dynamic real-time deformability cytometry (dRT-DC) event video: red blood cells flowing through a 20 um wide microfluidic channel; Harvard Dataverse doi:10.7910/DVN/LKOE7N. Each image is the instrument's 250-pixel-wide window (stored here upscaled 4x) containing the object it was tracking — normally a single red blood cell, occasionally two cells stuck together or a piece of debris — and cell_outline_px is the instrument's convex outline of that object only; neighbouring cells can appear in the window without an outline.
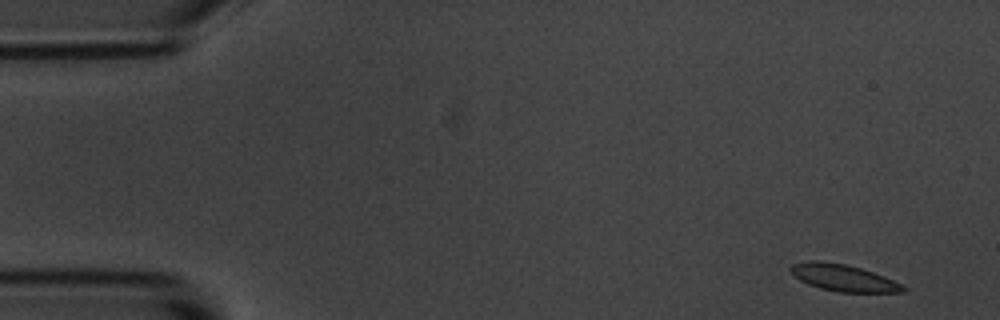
{"species": "common noctule bat (a hibernating species)", "species_latin": "Nyctalus noctula", "temperature_condition": "room temperature", "stored_images_in_passage": 5, "camera_frame_rate_fps": 3000, "um_per_image_px": 0.085, "animal": {"sex": "male", "body_mass_g": 20.1, "forearm_length_mm": 53.5}, "frame": {"image": 1, "passage_image": 1, "time_ms": 0.0, "image_size_px": [1000, 320], "cell_outline_px": [[908, 292], [836, 292], [820, 288], [808, 284], [800, 280], [788, 268], [792, 264], [812, 260], [816, 260], [844, 264], [860, 268], [884, 276], [908, 288]], "centroid_in_image_um": [71.69, 23.62], "position_along_channel_um": 13.3, "area_um2": 17.4}}
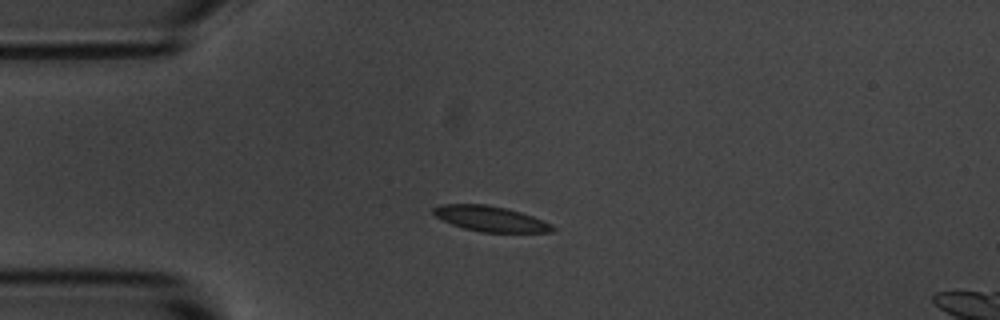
{"frame": {"image": 2, "passage_image": 4, "time_ms": 3.333, "image_size_px": [1000, 320], "cell_outline_px": [[556, 228], [552, 232], [480, 232], [464, 228], [452, 224], [436, 216], [432, 212], [432, 208], [444, 204], [484, 204], [508, 208], [532, 216], [552, 224]], "centroid_in_image_um": [41.7, 18.59], "position_along_channel_um": 43.3, "area_um2": 17.51}}